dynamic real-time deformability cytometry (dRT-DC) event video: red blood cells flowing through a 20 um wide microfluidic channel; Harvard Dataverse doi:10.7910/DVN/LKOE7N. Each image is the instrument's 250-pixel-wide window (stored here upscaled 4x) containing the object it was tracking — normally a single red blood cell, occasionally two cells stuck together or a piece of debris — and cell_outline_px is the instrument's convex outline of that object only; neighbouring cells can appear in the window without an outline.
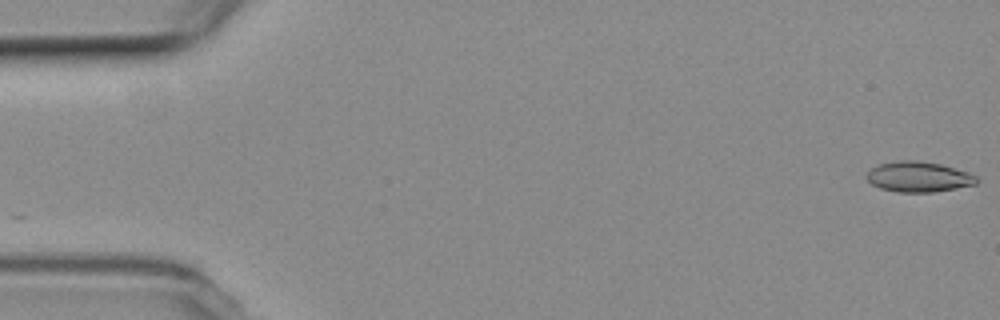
{"species": "common noctule bat (a hibernating species)", "species_latin": "Nyctalus noctula", "temperature_condition": "room temperature", "stored_images_in_passage": 54, "camera_frame_rate_fps": 3000, "um_per_image_px": 0.085, "animal": {"sex": "female", "body_mass_g": 19.3, "forearm_length_mm": 54.1}, "frame": {"image": 1, "passage_image": 1, "time_ms": 0.0, "image_size_px": [1000, 320], "cell_outline_px": [[980, 180], [976, 184], [956, 188], [932, 192], [896, 192], [880, 188], [872, 184], [864, 176], [872, 168], [880, 164], [900, 160], [916, 160], [940, 164], [968, 172], [976, 176]], "centroid_in_image_um": [78.08, 15.03], "position_along_channel_um": 6.9, "area_um2": 19.42}}
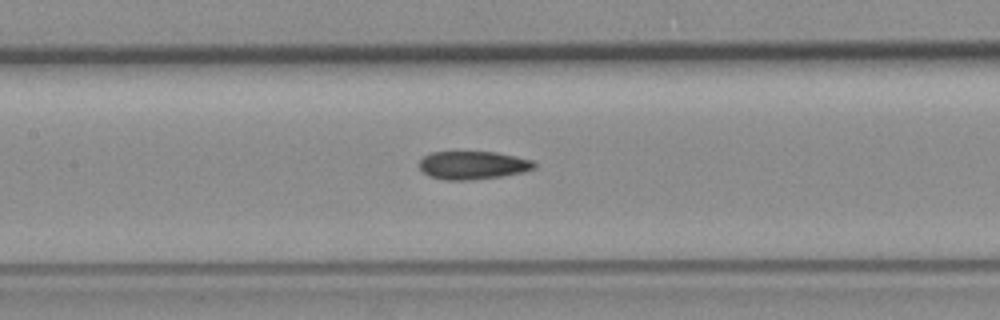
{"frame": {"image": 2, "passage_image": 25, "time_ms": 8.0, "image_size_px": [1000, 320], "cell_outline_px": [[536, 168], [524, 172], [500, 176], [468, 180], [444, 180], [428, 176], [420, 168], [420, 160], [424, 156], [432, 152], [496, 152], [532, 160], [536, 164]], "centroid_in_image_um": [40.2, 14.04], "position_along_channel_um": 167.2, "area_um2": 18.79}}
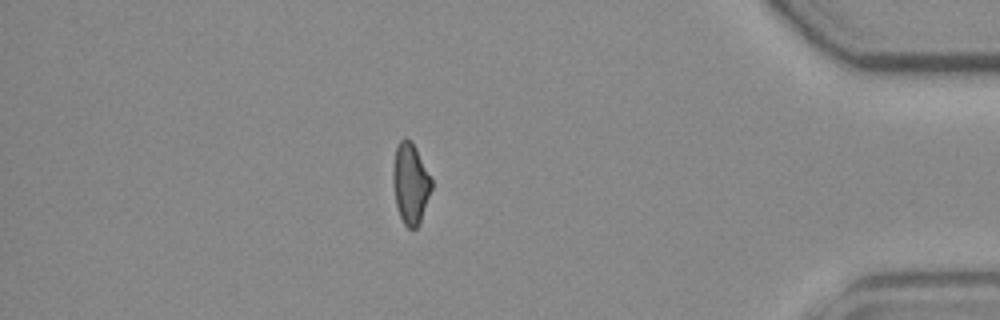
{"frame": {"image": 3, "passage_image": 47, "time_ms": 15.333, "image_size_px": [1000, 320], "cell_outline_px": [[432, 188], [420, 224], [416, 228], [408, 228], [404, 224], [400, 216], [396, 204], [392, 180], [392, 168], [396, 148], [400, 140], [404, 136], [416, 148], [432, 180]], "centroid_in_image_um": [34.88, 15.61], "position_along_channel_um": 400.3, "area_um2": 18.09}, "authors_computed_cell_mechanics": {"area_um2": 18.8717, "velocity_mm_per_s": 3.7718, "shape_relaxation_time_tau1_ms": null, "shape_relaxation_time_tau2_ms": 3.2759, "deformation_change_tau1": null, "deformation_change_tau2": 0.1044}}